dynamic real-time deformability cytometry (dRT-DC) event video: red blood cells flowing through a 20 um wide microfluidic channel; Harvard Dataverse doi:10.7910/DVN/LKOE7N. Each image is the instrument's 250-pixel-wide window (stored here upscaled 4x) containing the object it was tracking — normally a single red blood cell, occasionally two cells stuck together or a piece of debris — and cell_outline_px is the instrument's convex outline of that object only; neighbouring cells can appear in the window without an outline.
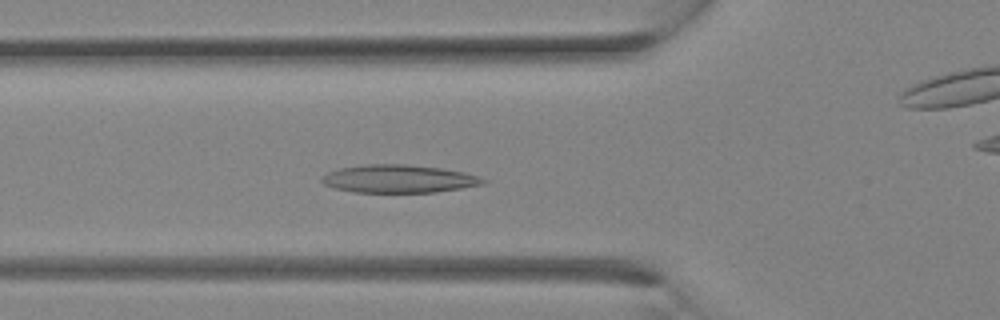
{"species": "Egyptian fruit bat (a non-hibernating species)", "species_latin": "Rousettus aegyptiacus", "temperature_condition": "room temperature", "stored_images_in_passage": 24, "camera_frame_rate_fps": 3000, "um_per_image_px": 0.085, "animal": {"sex": "female"}, "frame": {"image": 1, "passage_image": 4, "time_ms": 1.0, "image_size_px": [1000, 320], "cell_outline_px": [[488, 180], [484, 184], [436, 192], [352, 192], [336, 188], [324, 184], [320, 180], [328, 172], [340, 168], [364, 164], [404, 164], [440, 168], [464, 172]], "centroid_in_image_um": [33.88, 15.2], "position_along_channel_um": 91.9, "area_um2": 26.07}}
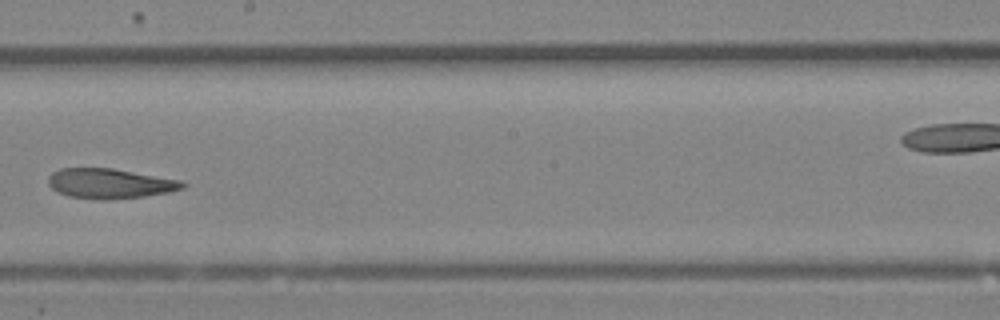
{"frame": {"image": 2, "passage_image": 11, "time_ms": 3.333, "image_size_px": [1000, 320], "cell_outline_px": [[188, 184], [184, 188], [168, 192], [144, 196], [104, 200], [100, 200], [68, 196], [56, 192], [48, 184], [48, 176], [52, 172], [60, 168], [112, 168], [184, 180]], "centroid_in_image_um": [9.35, 15.59], "position_along_channel_um": 238.8, "area_um2": 23.7}}
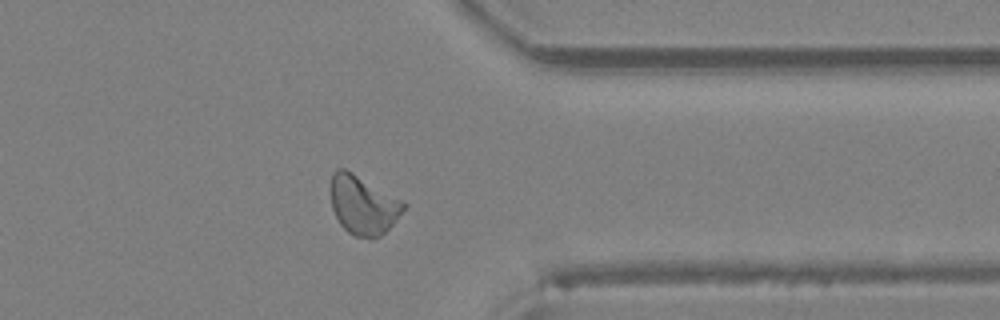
{"frame": {"image": 3, "passage_image": 18, "time_ms": 5.667, "image_size_px": [1000, 320], "cell_outline_px": [[408, 204], [392, 224], [380, 236], [372, 240], [356, 236], [348, 232], [340, 224], [332, 208], [332, 172], [336, 168], [344, 168], [352, 172]], "centroid_in_image_um": [30.86, 17.44], "position_along_channel_um": 380.5, "area_um2": 24.62}}